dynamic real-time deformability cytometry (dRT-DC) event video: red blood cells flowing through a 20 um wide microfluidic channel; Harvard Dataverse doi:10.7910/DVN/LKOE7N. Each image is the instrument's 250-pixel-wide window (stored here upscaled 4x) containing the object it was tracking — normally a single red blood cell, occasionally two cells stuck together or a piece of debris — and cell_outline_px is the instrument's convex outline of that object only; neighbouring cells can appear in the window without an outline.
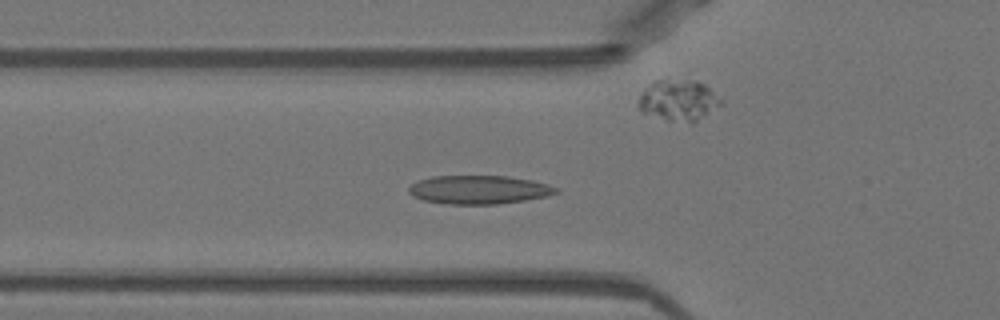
{"species": "Egyptian fruit bat (a non-hibernating species)", "species_latin": "Rousettus aegyptiacus", "temperature_condition": "warm", "stored_images_in_passage": 32, "camera_frame_rate_fps": 3000, "um_per_image_px": 0.085, "animal": {"sex": "female"}, "frame": {"image": 1, "passage_image": 6, "time_ms": 1.667, "image_size_px": [1000, 320], "cell_outline_px": [[560, 192], [548, 196], [524, 200], [496, 204], [448, 204], [424, 200], [412, 196], [408, 192], [408, 188], [416, 180], [432, 176], [508, 176], [532, 180], [548, 184], [560, 188]], "centroid_in_image_um": [40.72, 16.12], "position_along_channel_um": 85.1, "area_um2": 24.68}}
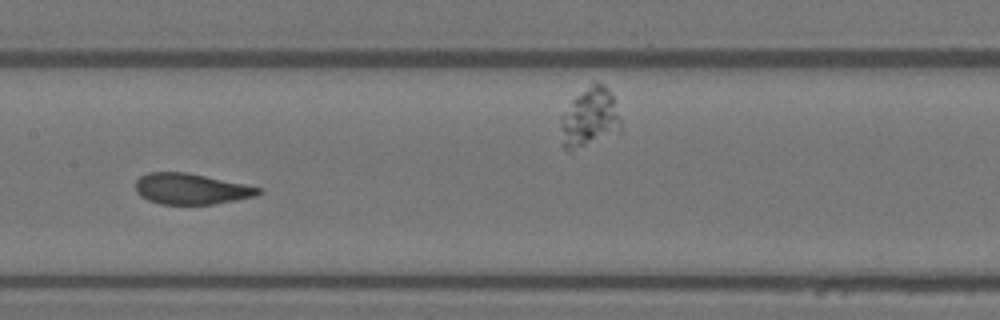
{"frame": {"image": 2, "passage_image": 14, "time_ms": 4.333, "image_size_px": [1000, 320], "cell_outline_px": [[264, 192], [256, 196], [236, 200], [212, 204], [160, 204], [148, 200], [140, 196], [136, 192], [136, 180], [140, 176], [148, 172], [188, 172], [244, 184], [260, 188]], "centroid_in_image_um": [16.23, 16.05], "position_along_channel_um": 191.2, "area_um2": 22.14}}
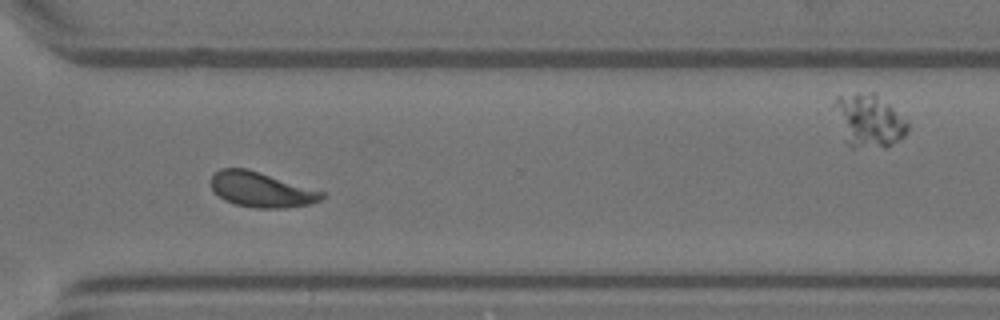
{"frame": {"image": 3, "passage_image": 26, "time_ms": 8.333, "image_size_px": [1000, 320], "cell_outline_px": [[324, 196], [320, 200], [308, 204], [284, 208], [256, 208], [236, 204], [224, 200], [212, 188], [212, 176], [220, 168], [248, 168], [324, 192]], "centroid_in_image_um": [22.2, 16.11], "position_along_channel_um": 348.4, "area_um2": 22.37}, "authors_computed_cell_mechanics": {"area_um2": 22.7443, "velocity_mm_per_s": 3.9341, "shape_relaxation_time_tau1_ms": 4.0112, "shape_relaxation_time_tau2_ms": null, "deformation_change_tau1": 0.1657, "deformation_change_tau2": null}}